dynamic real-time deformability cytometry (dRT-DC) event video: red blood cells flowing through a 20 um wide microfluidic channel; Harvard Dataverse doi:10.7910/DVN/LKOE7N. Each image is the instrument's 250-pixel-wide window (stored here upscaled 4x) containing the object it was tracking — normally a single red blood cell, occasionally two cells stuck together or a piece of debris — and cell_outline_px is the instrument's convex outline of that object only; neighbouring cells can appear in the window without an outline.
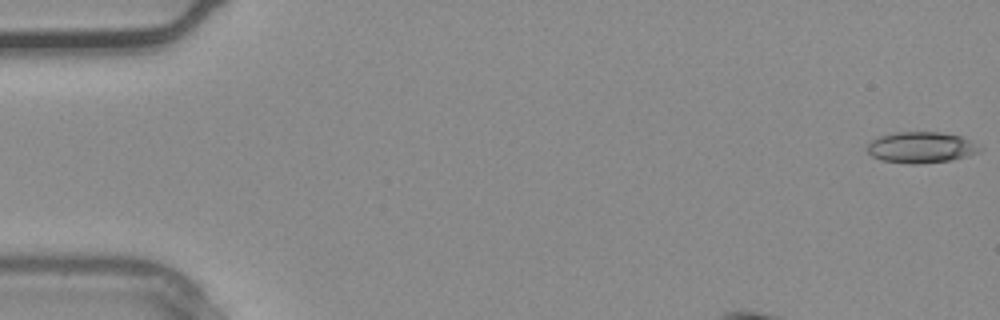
{"species": "common noctule bat (a hibernating species)", "species_latin": "Nyctalus noctula", "temperature_condition": "warm", "stored_images_in_passage": 4, "camera_frame_rate_fps": 3000, "um_per_image_px": 0.085, "animal": {"sex": "male", "body_mass_g": 20.4}, "frame": {"image": 1, "passage_image": 1, "time_ms": 0.0, "image_size_px": [1000, 320], "cell_outline_px": [[984, 148], [980, 152], [968, 156], [952, 160], [916, 164], [908, 164], [880, 160], [872, 156], [868, 152], [868, 144], [872, 140], [880, 136], [896, 132], [940, 132], [960, 136]], "centroid_in_image_um": [78.31, 12.54], "position_along_channel_um": 6.7, "area_um2": 20.4}}